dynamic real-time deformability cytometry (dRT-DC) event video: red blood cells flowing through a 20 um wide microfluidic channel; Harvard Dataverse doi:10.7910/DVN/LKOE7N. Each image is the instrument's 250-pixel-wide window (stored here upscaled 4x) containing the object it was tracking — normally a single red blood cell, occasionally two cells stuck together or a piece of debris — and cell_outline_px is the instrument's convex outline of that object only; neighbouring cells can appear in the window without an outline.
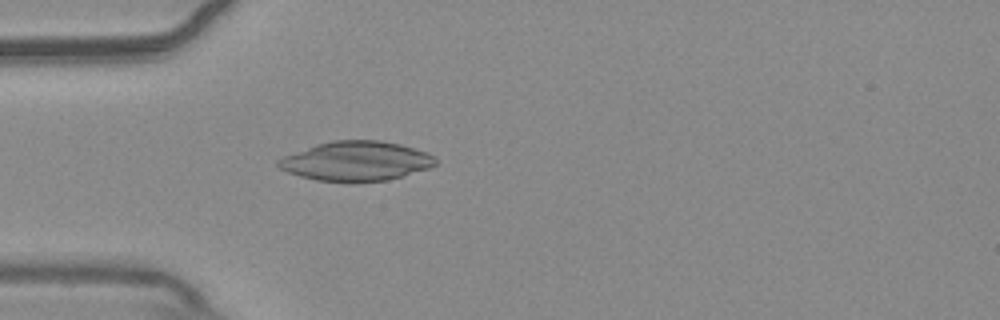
{"species": "common noctule bat (a hibernating species)", "species_latin": "Nyctalus noctula", "temperature_condition": "warm", "stored_images_in_passage": 54, "camera_frame_rate_fps": 3000, "um_per_image_px": 0.085, "animal": {"sex": "male", "body_mass_g": 20.4}, "frame": {"image": 1, "passage_image": 16, "time_ms": 5.0, "image_size_px": [1000, 320], "cell_outline_px": [[436, 164], [428, 168], [388, 180], [352, 184], [348, 184], [316, 180], [300, 176], [288, 172], [280, 168], [276, 164], [276, 160], [284, 156], [316, 144], [332, 140], [380, 140], [400, 144], [436, 156]], "centroid_in_image_um": [30.24, 13.72], "position_along_channel_um": 54.8, "area_um2": 36.59}}
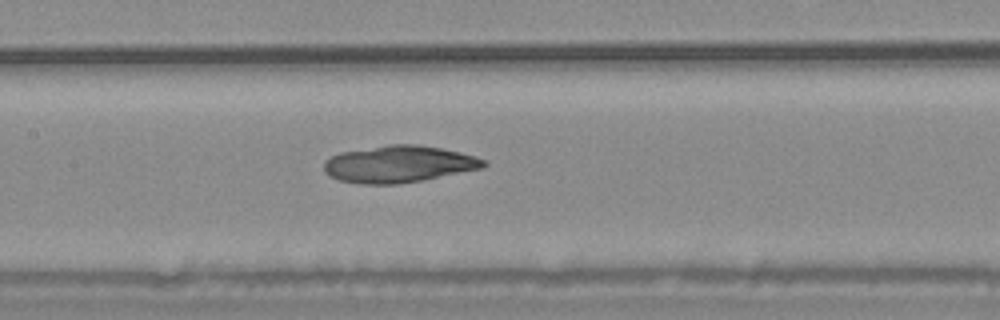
{"frame": {"image": 2, "passage_image": 26, "time_ms": 8.333, "image_size_px": [1000, 320], "cell_outline_px": [[488, 164], [484, 168], [424, 180], [400, 184], [360, 184], [340, 180], [328, 176], [324, 172], [324, 164], [332, 156], [340, 152], [388, 144], [416, 144], [440, 148], [460, 152], [476, 156], [484, 160]], "centroid_in_image_um": [33.92, 13.95], "position_along_channel_um": 173.5, "area_um2": 34.51}}
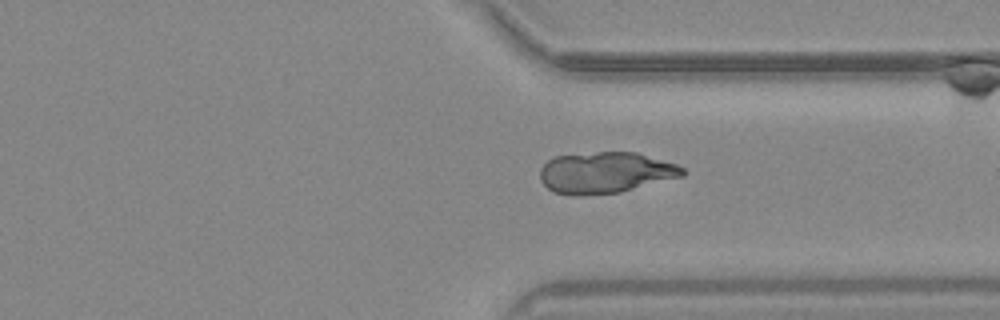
{"frame": {"image": 3, "passage_image": 41, "time_ms": 13.333, "image_size_px": [1000, 320], "cell_outline_px": [[688, 172], [684, 176], [620, 192], [576, 196], [572, 196], [552, 192], [540, 180], [540, 168], [548, 160], [556, 156], [596, 152], [636, 152], [676, 164], [684, 168]], "centroid_in_image_um": [51.46, 14.68], "position_along_channel_um": 359.9, "area_um2": 34.39}}